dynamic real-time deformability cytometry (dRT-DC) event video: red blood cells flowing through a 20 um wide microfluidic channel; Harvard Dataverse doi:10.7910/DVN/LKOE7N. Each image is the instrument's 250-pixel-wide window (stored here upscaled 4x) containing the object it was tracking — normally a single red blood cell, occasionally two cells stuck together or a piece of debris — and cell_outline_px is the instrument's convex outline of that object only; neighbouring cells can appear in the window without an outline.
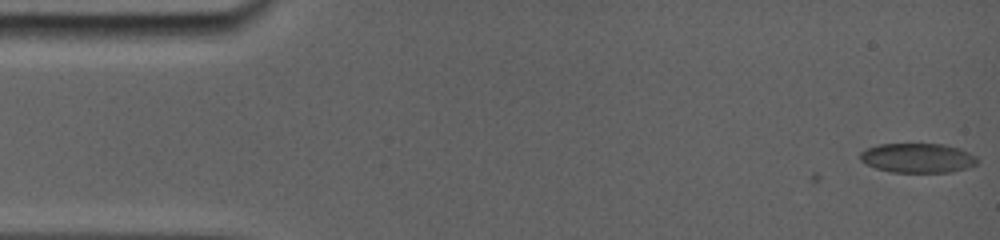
{"species": "common noctule bat (a hibernating species)", "species_latin": "Nyctalus noctula", "temperature_condition": "room temperature", "stored_images_in_passage": 2, "camera_frame_rate_fps": 5000, "um_per_image_px": 0.085, "animal": {"sex": "female", "body_mass_g": 19.0, "forearm_length_mm": 56.7}, "frame": {"image": 1, "passage_image": 2, "time_ms": 0.4, "image_size_px": [1000, 240], "cell_outline_px": [[976, 160], [972, 164], [948, 172], [892, 172], [868, 164], [860, 156], [864, 152], [872, 148], [884, 144], [936, 144], [952, 148]], "centroid_in_image_um": [77.89, 13.44], "position_along_channel_um": 7.1, "area_um2": 18.32}}